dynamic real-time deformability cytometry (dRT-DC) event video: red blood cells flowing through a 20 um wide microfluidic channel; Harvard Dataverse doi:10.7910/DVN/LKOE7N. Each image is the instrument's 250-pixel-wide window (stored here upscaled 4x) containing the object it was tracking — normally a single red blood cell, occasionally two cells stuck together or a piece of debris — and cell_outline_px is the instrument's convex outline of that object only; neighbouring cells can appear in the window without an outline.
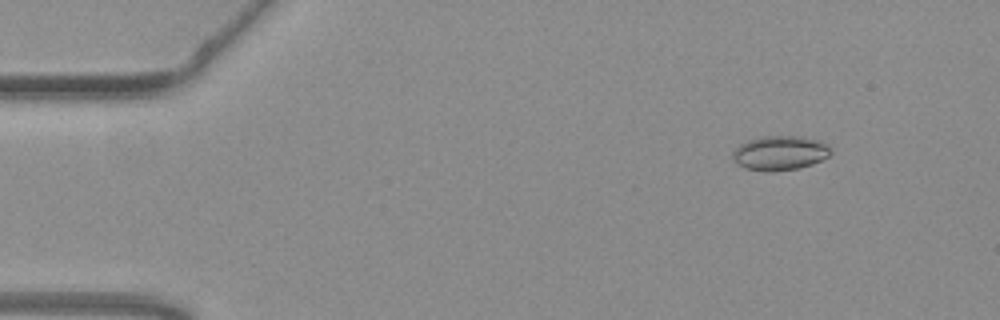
{"species": "common noctule bat (a hibernating species)", "species_latin": "Nyctalus noctula", "temperature_condition": "warm", "stored_images_in_passage": 55, "camera_frame_rate_fps": 3000, "um_per_image_px": 0.085, "animal": {"sex": "female", "body_mass_g": 19.3, "forearm_length_mm": 54.1}, "frame": {"image": 1, "passage_image": 7, "time_ms": 2.0, "image_size_px": [1000, 320], "cell_outline_px": [[832, 152], [828, 156], [812, 164], [800, 168], [772, 172], [764, 172], [744, 168], [732, 156], [732, 152], [740, 144], [748, 140], [760, 136], [800, 136], [820, 140], [828, 144]], "centroid_in_image_um": [66.31, 13.0], "position_along_channel_um": 18.7, "area_um2": 19.83}}
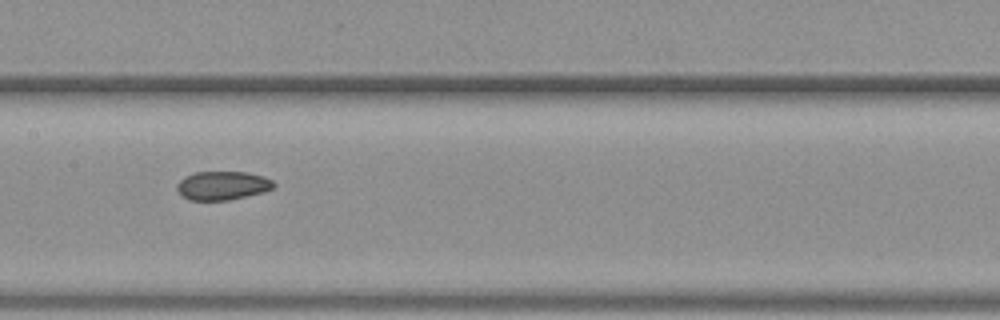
{"frame": {"image": 2, "passage_image": 28, "time_ms": 9.0, "image_size_px": [1000, 320], "cell_outline_px": [[276, 184], [272, 188], [264, 192], [228, 200], [188, 200], [176, 188], [176, 184], [184, 176], [196, 172], [248, 172], [264, 176], [272, 180]], "centroid_in_image_um": [18.92, 15.76], "position_along_channel_um": 188.5, "area_um2": 16.18}}
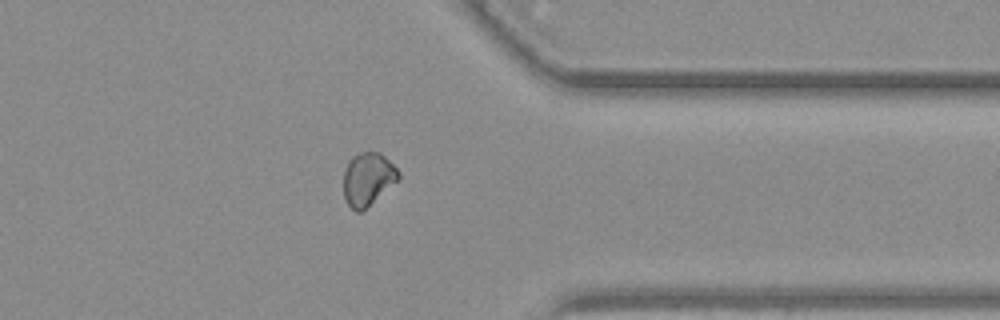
{"frame": {"image": 3, "passage_image": 44, "time_ms": 14.333, "image_size_px": [1000, 320], "cell_outline_px": [[400, 180], [360, 212], [356, 212], [344, 200], [344, 172], [348, 160], [352, 156], [360, 152], [380, 152], [400, 172]], "centroid_in_image_um": [31.27, 15.21], "position_along_channel_um": 380.1, "area_um2": 16.99}, "authors_computed_cell_mechanics": {"area_um2": 17.1088, "velocity_mm_per_s": 3.7732, "shape_relaxation_time_tau1_ms": null, "shape_relaxation_time_tau2_ms": 2.0169, "deformation_change_tau1": null, "deformation_change_tau2": 0.0494}}